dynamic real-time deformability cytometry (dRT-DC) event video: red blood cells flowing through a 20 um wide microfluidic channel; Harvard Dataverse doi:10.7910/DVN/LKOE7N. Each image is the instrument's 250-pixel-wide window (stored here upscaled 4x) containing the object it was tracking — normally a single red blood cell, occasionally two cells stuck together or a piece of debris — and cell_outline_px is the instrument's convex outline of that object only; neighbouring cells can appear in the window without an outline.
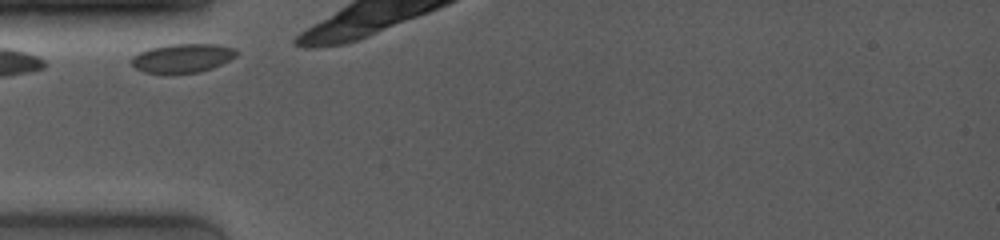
{"species": "common noctule bat (a hibernating species)", "species_latin": "Nyctalus noctula", "temperature_condition": "room temperature", "stored_images_in_passage": 8, "camera_frame_rate_fps": 4000, "um_per_image_px": 0.085, "animal": {"sex": "female", "body_mass_g": 19.0, "forearm_length_mm": 53.3}, "frame": {"image": 1, "passage_image": 1, "time_ms": 0.0, "image_size_px": [1000, 240], "cell_outline_px": [[240, 52], [236, 56], [212, 68], [200, 72], [144, 72], [136, 68], [132, 64], [132, 56], [148, 48], [168, 44], [216, 44], [232, 48]], "centroid_in_image_um": [15.51, 4.91], "position_along_channel_um": 69.5, "area_um2": 17.34}}